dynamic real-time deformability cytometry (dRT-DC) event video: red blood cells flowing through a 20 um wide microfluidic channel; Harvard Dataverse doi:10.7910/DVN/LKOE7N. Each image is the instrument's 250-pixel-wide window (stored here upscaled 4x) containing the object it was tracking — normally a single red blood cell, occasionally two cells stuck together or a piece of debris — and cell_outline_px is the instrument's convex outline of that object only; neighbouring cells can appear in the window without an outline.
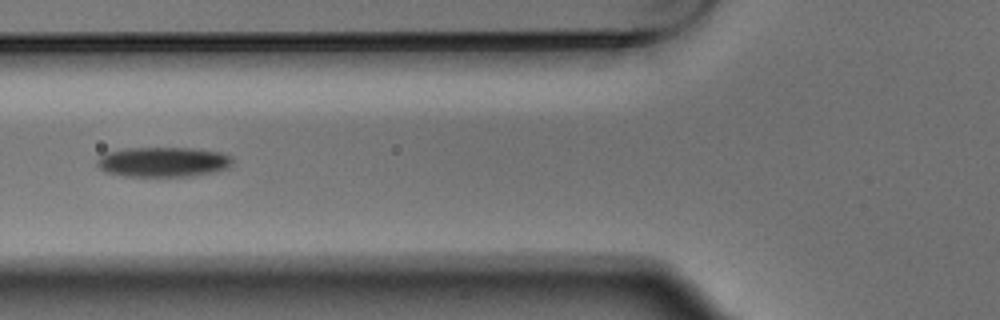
{"species": "Egyptian fruit bat (a non-hibernating species)", "species_latin": "Rousettus aegyptiacus", "temperature_condition": "warm", "stored_images_in_passage": 6, "camera_frame_rate_fps": 3000, "um_per_image_px": 0.085, "animal": {"sex": "male"}, "frame": {"image": 1, "passage_image": 6, "time_ms": 1.667, "image_size_px": [1000, 320], "cell_outline_px": [[232, 164], [228, 168], [212, 172], [192, 176], [124, 176], [108, 172], [100, 168], [96, 164], [96, 160], [100, 156], [108, 152], [128, 148], [192, 148], [220, 152], [232, 156]], "centroid_in_image_um": [13.88, 13.76], "position_along_channel_um": 111.9, "area_um2": 23.52}}